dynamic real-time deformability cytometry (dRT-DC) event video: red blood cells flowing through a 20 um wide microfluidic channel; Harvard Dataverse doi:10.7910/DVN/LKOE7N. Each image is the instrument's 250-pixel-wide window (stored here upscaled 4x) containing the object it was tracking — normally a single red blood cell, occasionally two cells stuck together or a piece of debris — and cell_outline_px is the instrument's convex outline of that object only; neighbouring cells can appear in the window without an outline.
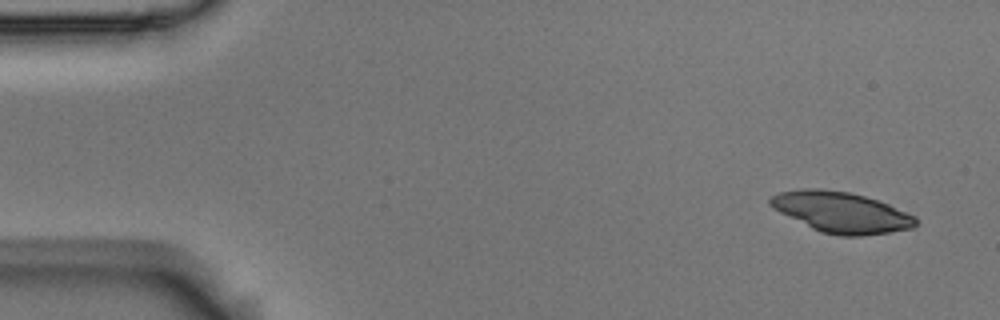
{"species": "Egyptian fruit bat (a non-hibernating species)", "species_latin": "Rousettus aegyptiacus", "temperature_condition": "room temperature", "stored_images_in_passage": 4, "camera_frame_rate_fps": 3000, "um_per_image_px": 0.085, "animal": {"sex": "male"}, "frame": {"image": 1, "passage_image": 1, "time_ms": 0.0, "image_size_px": [1000, 320], "cell_outline_px": [[916, 224], [912, 228], [864, 236], [840, 236], [820, 232], [772, 208], [768, 204], [768, 200], [772, 196], [780, 192], [804, 188], [816, 188], [848, 192], [864, 196], [888, 204], [916, 216]], "centroid_in_image_um": [71.49, 18.04], "position_along_channel_um": 13.5, "area_um2": 34.28}}